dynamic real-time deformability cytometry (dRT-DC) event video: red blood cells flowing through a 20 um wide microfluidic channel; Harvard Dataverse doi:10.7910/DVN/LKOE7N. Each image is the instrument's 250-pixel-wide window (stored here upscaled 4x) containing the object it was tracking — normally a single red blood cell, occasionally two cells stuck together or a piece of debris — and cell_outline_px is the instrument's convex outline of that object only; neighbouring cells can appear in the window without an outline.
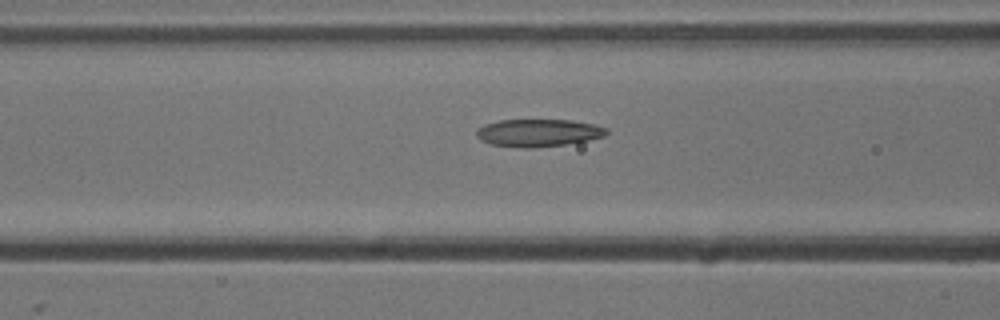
{"species": "common noctule bat (a hibernating species)", "species_latin": "Nyctalus noctula", "temperature_condition": "cold", "stored_images_in_passage": 35, "camera_frame_rate_fps": 3000, "um_per_image_px": 0.085, "animal": {"sex": "male", "body_mass_g": 13.3}, "frame": {"image": 1, "passage_image": 14, "time_ms": 4.333, "image_size_px": [1000, 320], "cell_outline_px": [[608, 132], [604, 136], [588, 140], [564, 144], [532, 148], [524, 148], [488, 144], [480, 140], [476, 136], [476, 132], [484, 124], [500, 120], [572, 120], [596, 124], [608, 128]], "centroid_in_image_um": [45.76, 11.29], "position_along_channel_um": 120.8, "area_um2": 20.92}}
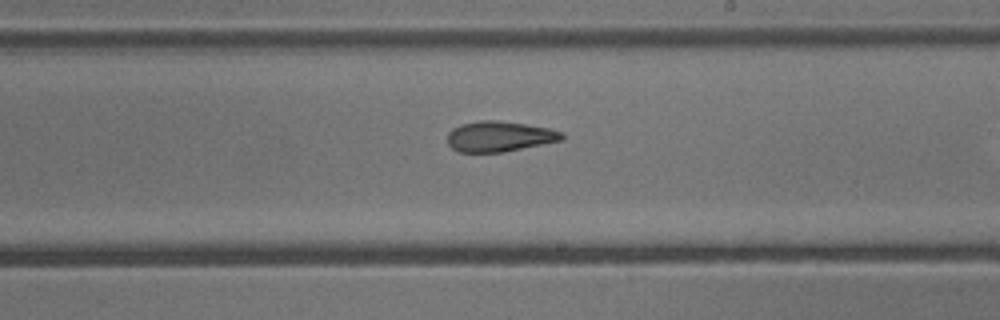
{"frame": {"image": 2, "passage_image": 24, "time_ms": 7.667, "image_size_px": [1000, 320], "cell_outline_px": [[564, 140], [504, 152], [460, 152], [452, 148], [448, 144], [448, 132], [452, 128], [460, 124], [480, 120], [496, 120], [552, 128], [564, 132]], "centroid_in_image_um": [42.48, 11.59], "position_along_channel_um": 246.5, "area_um2": 20.52}}
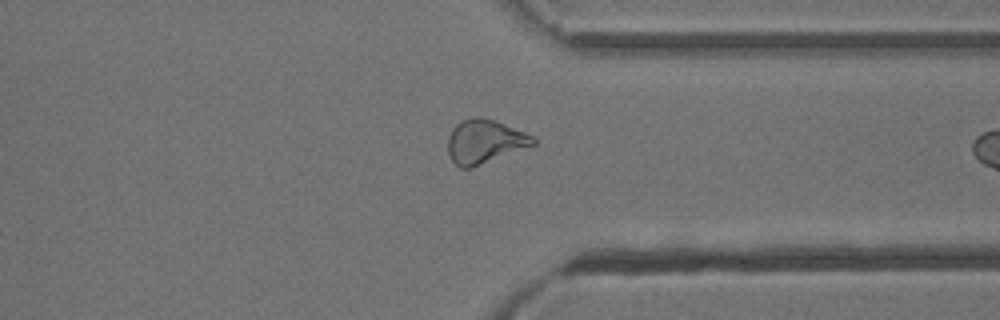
{"frame": {"image": 3, "passage_image": 34, "time_ms": 11.0, "image_size_px": [1000, 320], "cell_outline_px": [[536, 144], [472, 168], [460, 168], [452, 160], [448, 152], [448, 136], [452, 128], [460, 120], [476, 116], [480, 116], [492, 120], [524, 132], [532, 136], [536, 140]], "centroid_in_image_um": [41.16, 12.03], "position_along_channel_um": 370.2, "area_um2": 21.62}}